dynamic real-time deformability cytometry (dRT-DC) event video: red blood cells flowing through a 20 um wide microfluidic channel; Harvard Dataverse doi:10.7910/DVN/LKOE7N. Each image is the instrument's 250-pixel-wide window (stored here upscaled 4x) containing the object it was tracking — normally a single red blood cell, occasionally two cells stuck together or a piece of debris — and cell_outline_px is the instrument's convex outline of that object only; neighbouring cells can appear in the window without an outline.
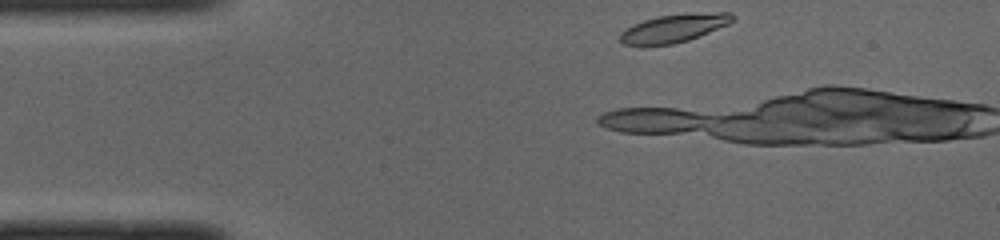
{"species": "common noctule bat (a hibernating species)", "species_latin": "Nyctalus noctula", "temperature_condition": "cold", "stored_images_in_passage": 3, "camera_frame_rate_fps": 3000, "um_per_image_px": 0.085, "animal": {"sex": "male", "body_mass_g": 19.0, "forearm_length_mm": 50.8}, "frame": {"image": 1, "passage_image": 1, "time_ms": 0.0, "image_size_px": [1000, 240], "cell_outline_px": [[736, 16], [728, 24], [688, 40], [672, 44], [640, 48], [620, 44], [620, 32], [632, 24], [656, 16], [716, 12], [732, 12]], "centroid_in_image_um": [57.18, 2.44], "position_along_channel_um": 27.8, "area_um2": 18.79}}